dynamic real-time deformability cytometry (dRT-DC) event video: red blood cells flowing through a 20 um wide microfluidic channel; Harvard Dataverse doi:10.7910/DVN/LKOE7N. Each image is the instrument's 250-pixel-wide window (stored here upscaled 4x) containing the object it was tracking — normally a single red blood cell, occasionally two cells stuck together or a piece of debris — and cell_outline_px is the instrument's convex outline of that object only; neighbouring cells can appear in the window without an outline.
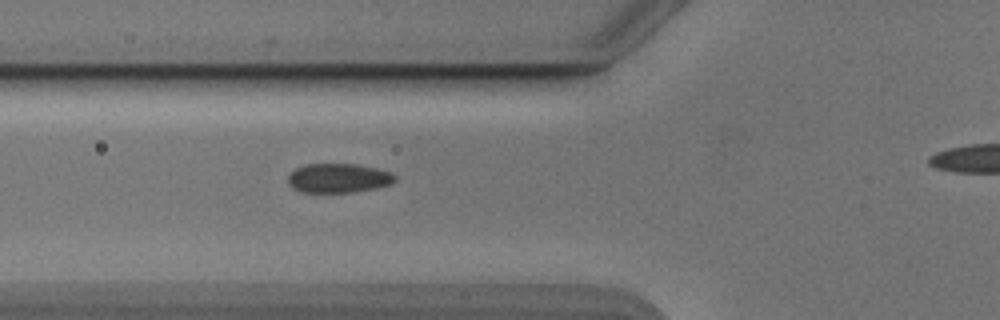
{"species": "Egyptian fruit bat (a non-hibernating species)", "species_latin": "Rousettus aegyptiacus", "temperature_condition": "cold", "stored_images_in_passage": 30, "camera_frame_rate_fps": 3000, "um_per_image_px": 0.085, "animal": {"sex": "male"}, "frame": {"image": 1, "passage_image": 3, "time_ms": 0.667, "image_size_px": [1000, 320], "cell_outline_px": [[396, 180], [388, 184], [376, 188], [352, 192], [300, 192], [292, 188], [288, 184], [288, 176], [296, 168], [304, 164], [356, 164], [376, 168], [392, 172], [396, 176]], "centroid_in_image_um": [28.75, 15.14], "position_along_channel_um": 97.1, "area_um2": 18.26}}
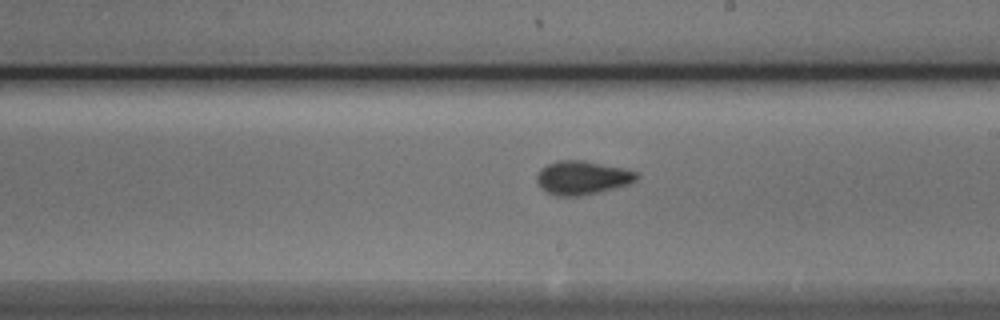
{"frame": {"image": 2, "passage_image": 14, "time_ms": 4.333, "image_size_px": [1000, 320], "cell_outline_px": [[640, 176], [636, 180], [628, 184], [600, 192], [580, 196], [556, 196], [540, 188], [536, 180], [536, 176], [540, 168], [556, 160], [584, 160], [624, 168], [636, 172]], "centroid_in_image_um": [49.47, 15.1], "position_along_channel_um": 239.5, "area_um2": 19.77}}
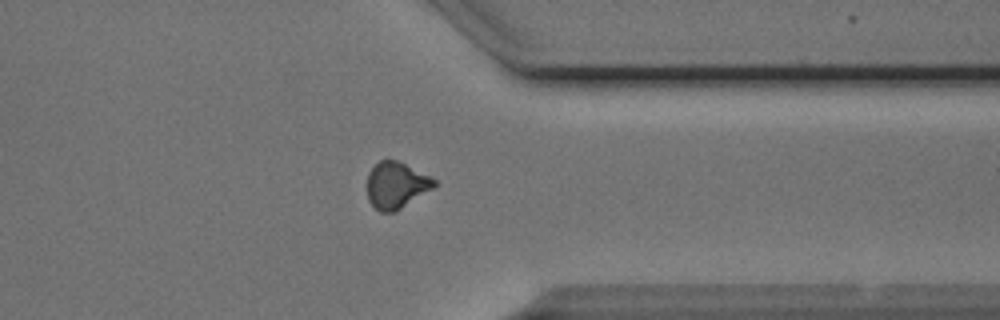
{"frame": {"image": 3, "passage_image": 25, "time_ms": 8.0, "image_size_px": [1000, 320], "cell_outline_px": [[436, 184], [432, 188], [396, 212], [380, 212], [368, 200], [368, 172], [380, 160], [400, 160], [436, 180]], "centroid_in_image_um": [33.67, 15.74], "position_along_channel_um": 377.7, "area_um2": 18.03}}